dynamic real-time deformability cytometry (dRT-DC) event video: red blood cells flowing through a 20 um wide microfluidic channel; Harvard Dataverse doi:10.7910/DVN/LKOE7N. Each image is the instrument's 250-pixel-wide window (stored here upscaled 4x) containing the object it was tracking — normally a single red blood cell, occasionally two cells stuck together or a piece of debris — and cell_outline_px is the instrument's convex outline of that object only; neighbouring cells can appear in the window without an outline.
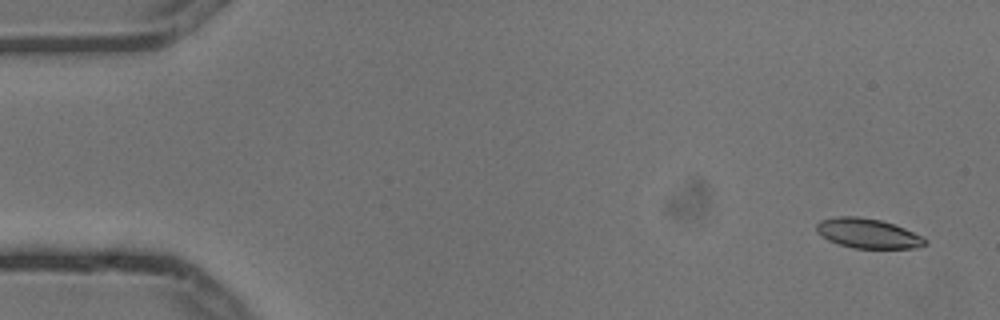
{"species": "common noctule bat (a hibernating species)", "species_latin": "Nyctalus noctula", "temperature_condition": "cold", "stored_images_in_passage": 5, "camera_frame_rate_fps": 3000, "um_per_image_px": 0.085, "animal": {"sex": "male", "body_mass_g": 13.3}, "frame": {"image": 1, "passage_image": 1, "time_ms": 0.0, "image_size_px": [1000, 320], "cell_outline_px": [[928, 244], [916, 248], [852, 248], [836, 244], [828, 240], [816, 232], [816, 224], [820, 220], [836, 216], [856, 216], [880, 220], [904, 228], [924, 236], [928, 240]], "centroid_in_image_um": [73.77, 19.84], "position_along_channel_um": 11.2, "area_um2": 19.02}}